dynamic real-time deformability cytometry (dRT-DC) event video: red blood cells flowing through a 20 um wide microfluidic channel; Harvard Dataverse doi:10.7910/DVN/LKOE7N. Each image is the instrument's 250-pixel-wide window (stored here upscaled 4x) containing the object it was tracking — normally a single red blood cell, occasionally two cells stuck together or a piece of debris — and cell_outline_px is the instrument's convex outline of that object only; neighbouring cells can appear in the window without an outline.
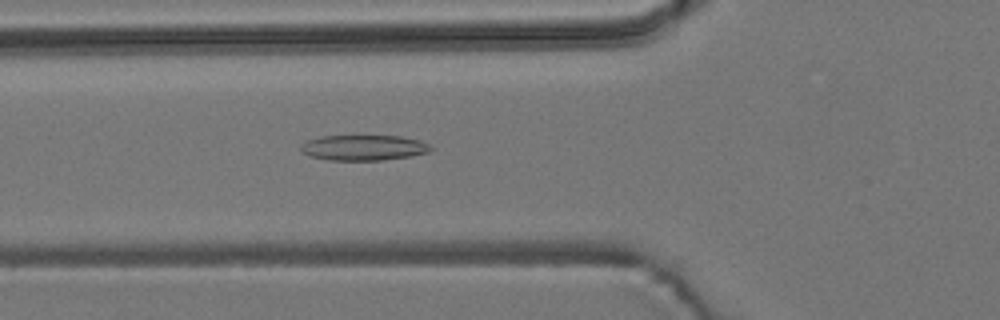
{"species": "common noctule bat (a hibernating species)", "species_latin": "Nyctalus noctula", "temperature_condition": "room temperature", "stored_images_in_passage": 44, "camera_frame_rate_fps": 3000, "um_per_image_px": 0.085, "animal": {"sex": "male", "body_mass_g": 19.2, "forearm_length_mm": 51.8}, "frame": {"image": 1, "passage_image": 9, "time_ms": 2.667, "image_size_px": [1000, 320], "cell_outline_px": [[436, 148], [428, 152], [412, 156], [384, 160], [328, 160], [308, 156], [300, 148], [300, 144], [304, 140], [320, 136], [400, 136], [420, 140]], "centroid_in_image_um": [30.9, 12.55], "position_along_channel_um": 94.9, "area_um2": 19.54}}
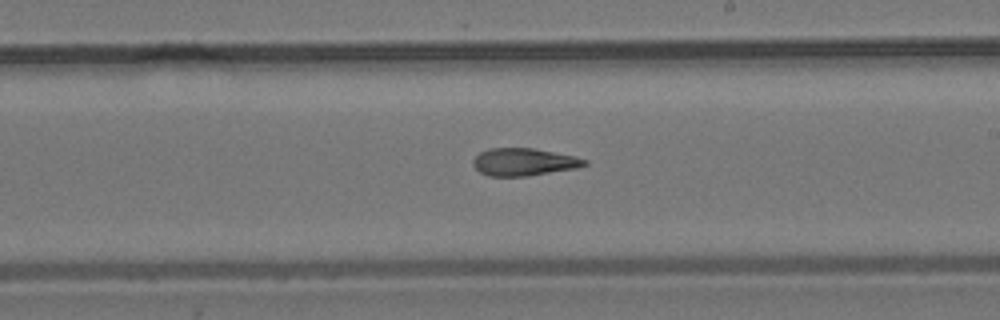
{"frame": {"image": 2, "passage_image": 21, "time_ms": 6.667, "image_size_px": [1000, 320], "cell_outline_px": [[588, 164], [576, 168], [528, 176], [488, 176], [480, 172], [472, 164], [472, 160], [480, 152], [488, 148], [532, 148], [576, 156], [588, 160]], "centroid_in_image_um": [44.52, 13.76], "position_along_channel_um": 244.5, "area_um2": 17.92}}
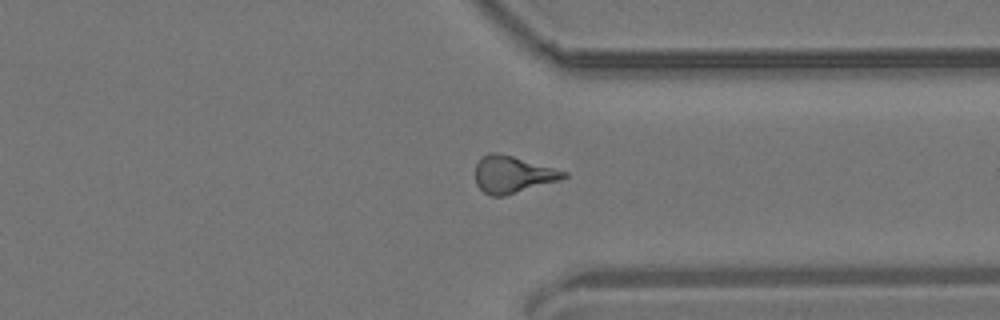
{"frame": {"image": 3, "passage_image": 31, "time_ms": 10.0, "image_size_px": [1000, 320], "cell_outline_px": [[568, 176], [556, 180], [504, 196], [492, 196], [484, 192], [476, 184], [476, 164], [480, 156], [488, 152], [496, 152], [512, 156], [568, 172]], "centroid_in_image_um": [43.51, 14.81], "position_along_channel_um": 367.9, "area_um2": 18.67}, "authors_computed_cell_mechanics": {"area_um2": 18.4382, "velocity_mm_per_s": 3.7269, "shape_relaxation_time_tau1_ms": null, "shape_relaxation_time_tau2_ms": 4.687, "deformation_change_tau1": null, "deformation_change_tau2": 0.1545}}